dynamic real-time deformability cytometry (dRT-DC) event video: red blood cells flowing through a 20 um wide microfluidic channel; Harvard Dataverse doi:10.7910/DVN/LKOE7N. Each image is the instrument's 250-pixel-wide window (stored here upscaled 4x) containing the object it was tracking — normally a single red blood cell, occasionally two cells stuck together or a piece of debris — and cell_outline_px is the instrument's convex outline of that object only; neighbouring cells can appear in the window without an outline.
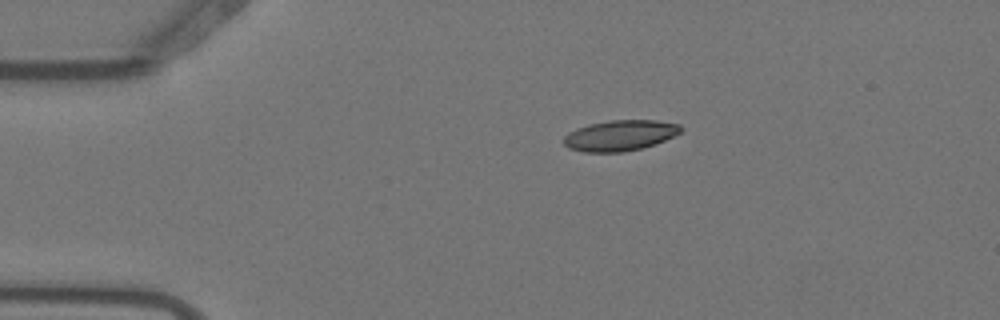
{"species": "Egyptian fruit bat (a non-hibernating species)", "species_latin": "Rousettus aegyptiacus", "temperature_condition": "warm", "stored_images_in_passage": 3, "camera_frame_rate_fps": 3000, "um_per_image_px": 0.085, "animal": {"sex": "female"}, "frame": {"image": 1, "passage_image": 1, "time_ms": 0.0, "image_size_px": [1000, 320], "cell_outline_px": [[680, 132], [656, 144], [624, 152], [584, 152], [568, 148], [564, 144], [564, 136], [568, 132], [576, 128], [588, 124], [612, 120], [656, 120], [680, 124]], "centroid_in_image_um": [52.66, 11.51], "position_along_channel_um": 32.3, "area_um2": 20.87}}
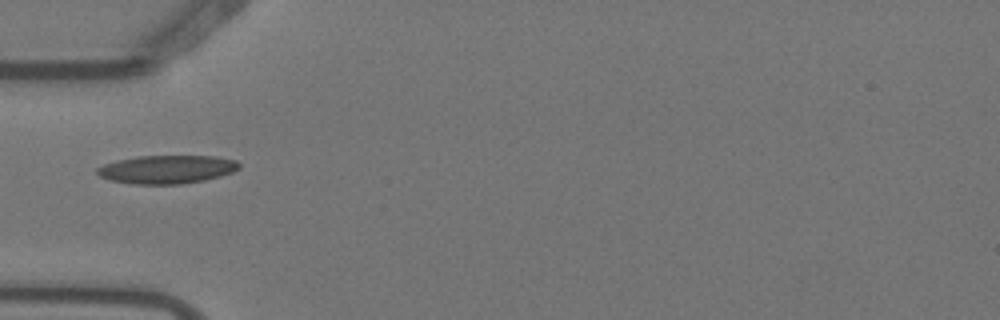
{"frame": {"image": 2, "passage_image": 3, "time_ms": 0.667, "image_size_px": [1000, 320], "cell_outline_px": [[240, 168], [232, 172], [220, 176], [204, 180], [180, 184], [132, 184], [108, 180], [100, 176], [96, 172], [96, 168], [104, 164], [136, 156], [216, 156], [236, 160], [240, 164]], "centroid_in_image_um": [14.18, 14.4], "position_along_channel_um": 70.8, "area_um2": 23.47}}